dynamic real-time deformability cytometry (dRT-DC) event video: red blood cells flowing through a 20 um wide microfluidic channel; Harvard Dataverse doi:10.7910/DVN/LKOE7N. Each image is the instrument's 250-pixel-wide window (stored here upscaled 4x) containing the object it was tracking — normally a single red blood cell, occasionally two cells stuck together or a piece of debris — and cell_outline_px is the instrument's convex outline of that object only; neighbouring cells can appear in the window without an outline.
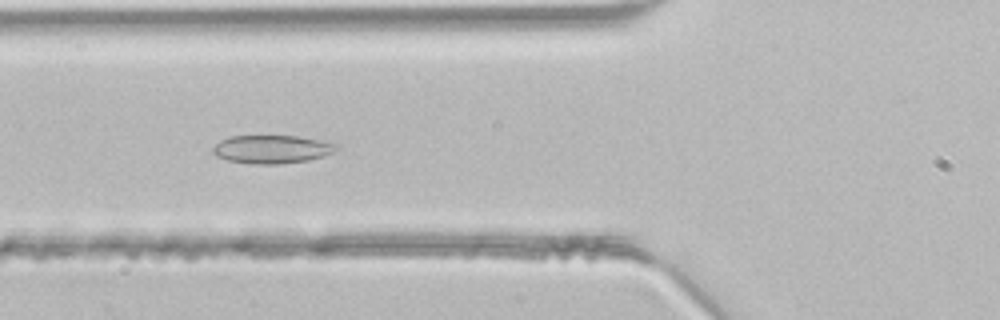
{"species": "common noctule bat (a hibernating species)", "species_latin": "Nyctalus noctula", "temperature_condition": "room temperature", "stored_images_in_passage": 45, "segment_of_instrument_passage": [1, 2], "camera_frame_rate_fps": 3000, "um_per_image_px": 0.085, "animal": {"sex": "male", "body_mass_g": 21.5, "forearm_length_mm": 52.0}, "frame": {"image": 1, "passage_image": 16, "time_ms": 5.0, "image_size_px": [1000, 320], "cell_outline_px": [[340, 148], [324, 156], [308, 160], [280, 164], [248, 164], [228, 160], [216, 156], [212, 152], [212, 148], [220, 140], [228, 136], [300, 136], [340, 144]], "centroid_in_image_um": [23.12, 12.68], "position_along_channel_um": 102.7, "area_um2": 20.58}}
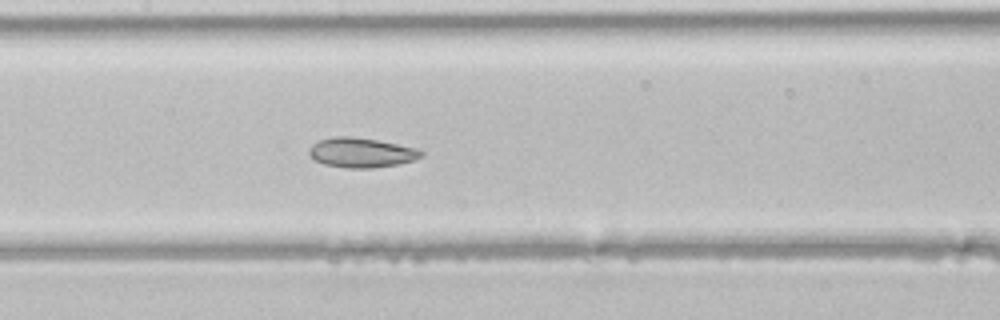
{"frame": {"image": 2, "passage_image": 21, "time_ms": 6.667, "image_size_px": [1000, 320], "cell_outline_px": [[424, 156], [412, 160], [396, 164], [372, 168], [344, 168], [324, 164], [316, 160], [308, 152], [308, 148], [312, 144], [320, 140], [336, 136], [352, 136], [376, 140], [416, 148], [424, 152]], "centroid_in_image_um": [30.69, 12.97], "position_along_channel_um": 176.7, "area_um2": 19.25}}
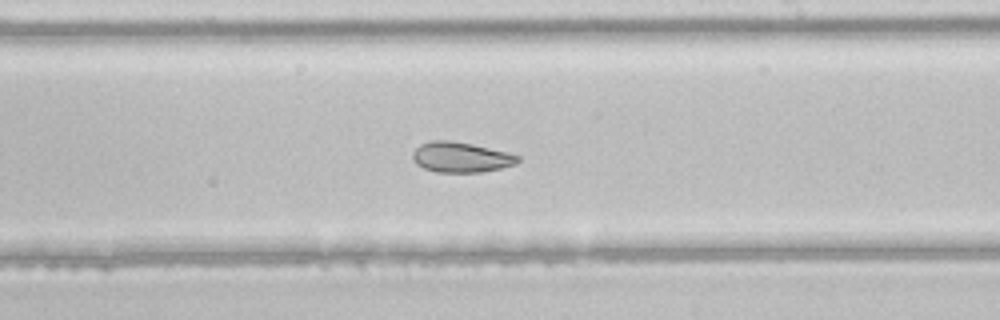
{"frame": {"image": 3, "passage_image": 26, "time_ms": 8.333, "image_size_px": [1000, 320], "cell_outline_px": [[520, 160], [516, 164], [484, 172], [436, 172], [424, 168], [416, 164], [412, 160], [412, 152], [420, 144], [432, 140], [448, 140], [472, 144], [508, 152], [520, 156]], "centroid_in_image_um": [39.17, 13.36], "position_along_channel_um": 249.8, "area_um2": 18.67}}